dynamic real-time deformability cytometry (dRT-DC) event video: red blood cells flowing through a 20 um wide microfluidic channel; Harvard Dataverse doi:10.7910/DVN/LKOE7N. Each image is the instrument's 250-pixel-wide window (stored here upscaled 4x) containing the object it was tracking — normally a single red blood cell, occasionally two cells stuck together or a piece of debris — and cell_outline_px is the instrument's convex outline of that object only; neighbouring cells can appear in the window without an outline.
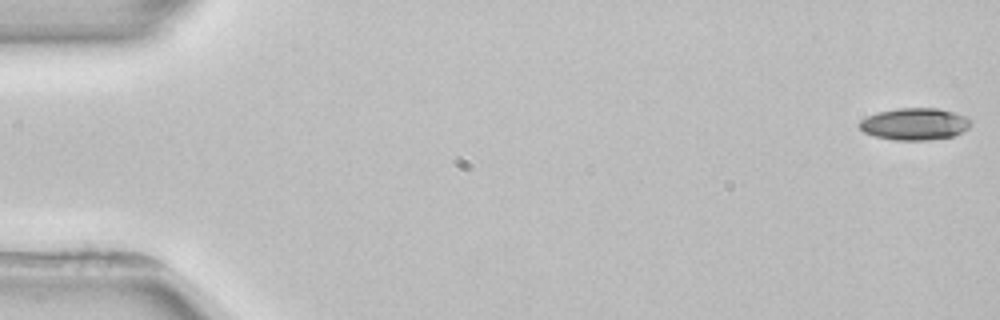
{"species": "common noctule bat (a hibernating species)", "species_latin": "Nyctalus noctula", "temperature_condition": "room temperature", "stored_images_in_passage": 5, "segment_of_instrument_passage": [1, 2], "camera_frame_rate_fps": 3000, "um_per_image_px": 0.085, "animal": {"sex": "female", "body_mass_g": 22.7, "forearm_length_mm": 54.2}, "frame": {"image": 1, "passage_image": 1, "time_ms": 0.0, "image_size_px": [1000, 320], "cell_outline_px": [[972, 124], [968, 128], [952, 136], [928, 140], [896, 140], [876, 136], [864, 132], [856, 124], [860, 120], [876, 112], [900, 108], [940, 108], [956, 112], [972, 120]], "centroid_in_image_um": [77.75, 10.53], "position_along_channel_um": 7.3, "area_um2": 20.81}}
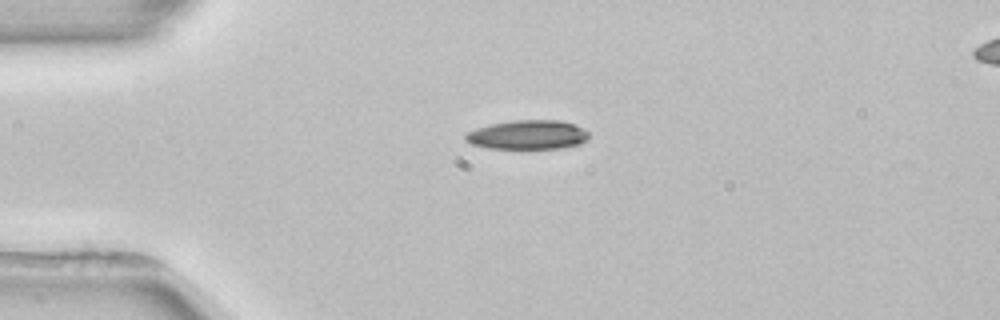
{"frame": {"image": 2, "passage_image": 4, "time_ms": 4.0, "image_size_px": [1000, 320], "cell_outline_px": [[588, 140], [580, 144], [560, 148], [488, 148], [472, 144], [464, 140], [464, 136], [468, 132], [476, 128], [492, 124], [516, 120], [560, 120], [584, 128], [588, 132]], "centroid_in_image_um": [44.87, 11.46], "position_along_channel_um": 40.1, "area_um2": 20.87}}